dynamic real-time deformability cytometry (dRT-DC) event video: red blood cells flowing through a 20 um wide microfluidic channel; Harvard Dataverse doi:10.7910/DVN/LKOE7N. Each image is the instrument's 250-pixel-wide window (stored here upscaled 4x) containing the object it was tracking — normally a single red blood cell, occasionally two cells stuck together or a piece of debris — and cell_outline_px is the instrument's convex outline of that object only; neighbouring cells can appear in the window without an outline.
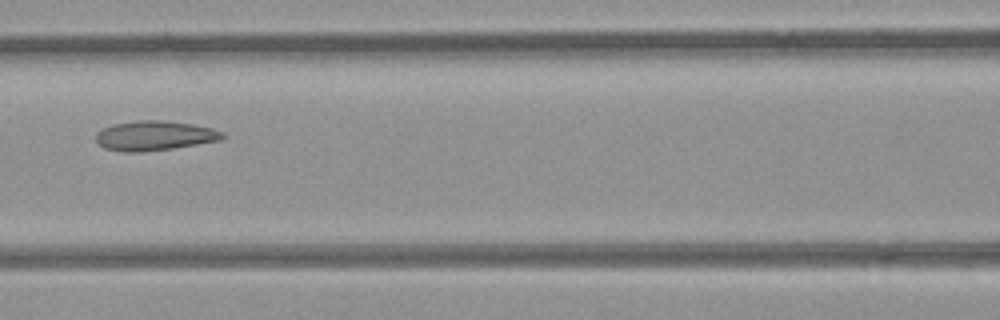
{"species": "common noctule bat (a hibernating species)", "species_latin": "Nyctalus noctula", "temperature_condition": "room temperature", "stored_images_in_passage": 5, "camera_frame_rate_fps": 3000, "um_per_image_px": 0.085, "animal": {"sex": "female", "body_mass_g": 21.9}, "frame": {"image": 1, "passage_image": 5, "time_ms": 4.667, "image_size_px": [1000, 320], "cell_outline_px": [[224, 140], [172, 148], [140, 152], [124, 152], [104, 148], [96, 140], [96, 132], [112, 124], [136, 120], [160, 120], [192, 124], [212, 128], [224, 132]], "centroid_in_image_um": [13.15, 11.53], "position_along_channel_um": 153.5, "area_um2": 21.91}}